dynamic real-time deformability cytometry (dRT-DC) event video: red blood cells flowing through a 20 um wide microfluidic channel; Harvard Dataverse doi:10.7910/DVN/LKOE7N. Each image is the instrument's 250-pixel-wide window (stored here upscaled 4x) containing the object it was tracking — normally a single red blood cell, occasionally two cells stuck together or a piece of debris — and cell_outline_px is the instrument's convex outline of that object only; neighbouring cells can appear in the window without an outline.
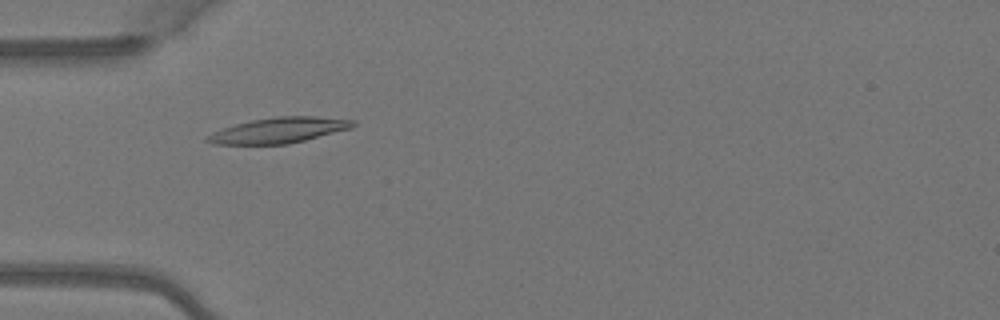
{"species": "Egyptian fruit bat (a non-hibernating species)", "species_latin": "Rousettus aegyptiacus", "temperature_condition": "warm", "stored_images_in_passage": 3, "camera_frame_rate_fps": 3000, "um_per_image_px": 0.085, "animal": {"sex": "female"}, "frame": {"image": 1, "passage_image": 2, "time_ms": 0.333, "image_size_px": [1000, 320], "cell_outline_px": [[356, 124], [352, 128], [288, 144], [212, 144], [204, 140], [204, 136], [212, 132], [236, 124], [252, 120], [276, 116], [316, 116], [356, 120]], "centroid_in_image_um": [23.69, 11.07], "position_along_channel_um": 61.3, "area_um2": 21.68}}
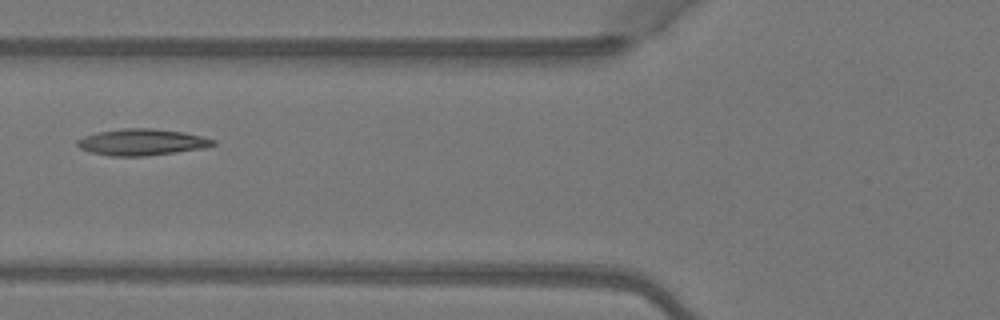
{"frame": {"image": 2, "passage_image": 3, "time_ms": 0.667, "image_size_px": [1000, 320], "cell_outline_px": [[216, 144], [204, 148], [176, 152], [144, 156], [108, 156], [88, 152], [80, 148], [76, 144], [76, 140], [84, 136], [96, 132], [120, 128], [152, 128], [184, 132], [216, 140]], "centroid_in_image_um": [12.01, 12.08], "position_along_channel_um": 113.8, "area_um2": 21.1}}